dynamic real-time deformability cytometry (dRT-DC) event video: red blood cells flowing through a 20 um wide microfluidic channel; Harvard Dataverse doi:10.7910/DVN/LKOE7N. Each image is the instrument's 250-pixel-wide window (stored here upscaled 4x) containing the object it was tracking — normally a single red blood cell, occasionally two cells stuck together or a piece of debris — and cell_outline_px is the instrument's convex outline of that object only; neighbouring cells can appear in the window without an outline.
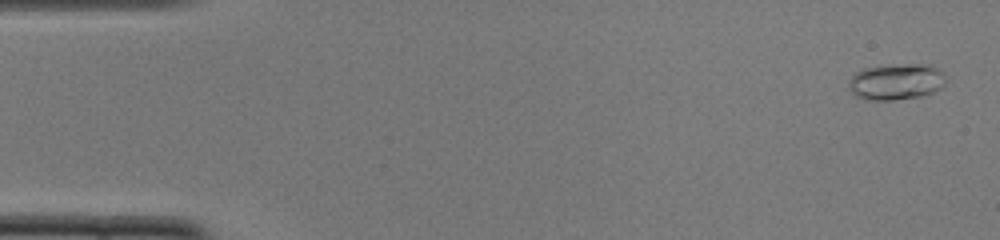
{"species": "common noctule bat (a hibernating species)", "species_latin": "Nyctalus noctula", "temperature_condition": "cold", "stored_images_in_passage": 52, "camera_frame_rate_fps": 3000, "um_per_image_px": 0.085, "animal": {"sex": "female", "body_mass_g": 22.0, "forearm_length_mm": 56.7}, "frame": {"image": 1, "passage_image": 2, "time_ms": 0.333, "image_size_px": [1000, 240], "cell_outline_px": [[944, 84], [940, 88], [932, 92], [920, 96], [892, 100], [864, 100], [856, 96], [848, 88], [848, 80], [856, 72], [864, 68], [888, 64], [928, 64], [944, 72]], "centroid_in_image_um": [76.13, 6.94], "position_along_channel_um": 8.9, "area_um2": 20.63}}
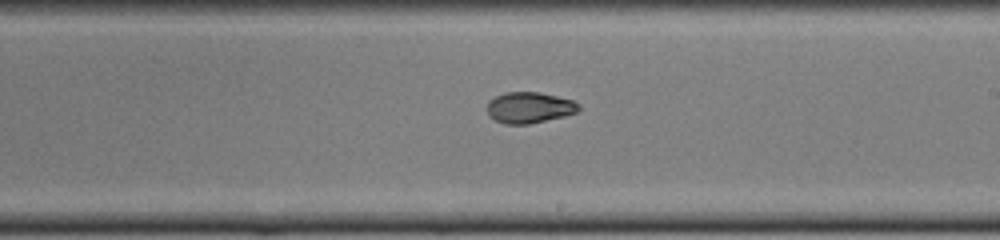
{"frame": {"image": 2, "passage_image": 30, "time_ms": 9.667, "image_size_px": [1000, 240], "cell_outline_px": [[580, 108], [576, 112], [564, 116], [528, 124], [504, 124], [488, 116], [488, 100], [504, 92], [540, 92], [572, 100], [580, 104]], "centroid_in_image_um": [44.98, 9.14], "position_along_channel_um": 244.0, "area_um2": 16.53}}
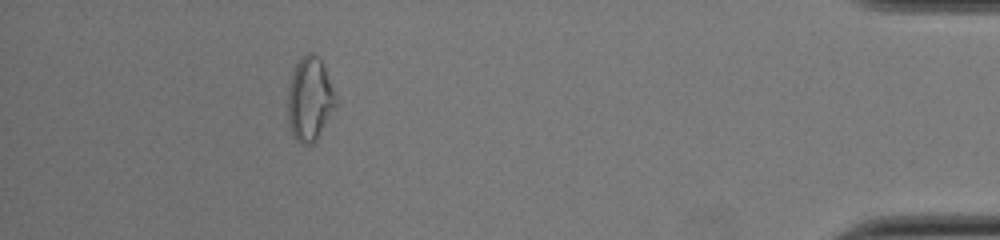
{"frame": {"image": 3, "passage_image": 47, "time_ms": 15.333, "image_size_px": [1000, 240], "cell_outline_px": [[336, 104], [316, 140], [312, 144], [300, 144], [296, 140], [288, 124], [288, 92], [292, 72], [300, 56], [308, 52], [312, 52], [320, 60], [324, 68], [332, 88], [336, 100]], "centroid_in_image_um": [26.29, 8.42], "position_along_channel_um": 408.9, "area_um2": 22.95}, "authors_computed_cell_mechanics": {"area_um2": 17.2244, "velocity_mm_per_s": 3.8816, "shape_relaxation_time_tau1_ms": 4.5695, "shape_relaxation_time_tau2_ms": 1.7518, "deformation_change_tau1": 0.1778, "deformation_change_tau2": 0.048}}